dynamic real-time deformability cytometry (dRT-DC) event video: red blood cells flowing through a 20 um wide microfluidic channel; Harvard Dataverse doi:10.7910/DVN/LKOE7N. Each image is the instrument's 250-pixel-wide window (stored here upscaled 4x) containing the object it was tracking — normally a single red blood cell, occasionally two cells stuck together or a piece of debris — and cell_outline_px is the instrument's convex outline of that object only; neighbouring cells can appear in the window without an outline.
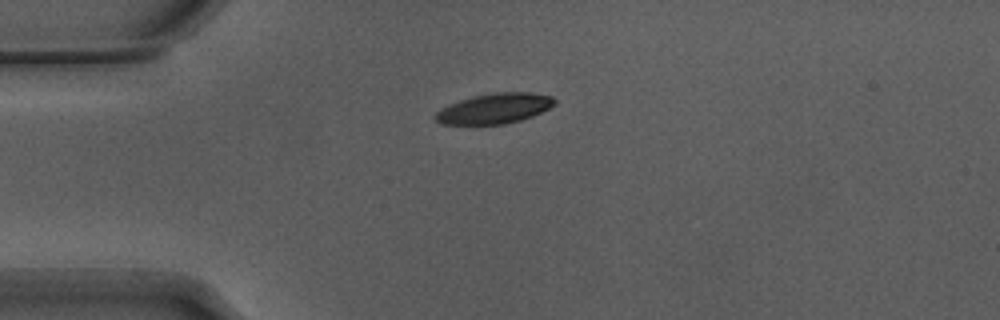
{"species": "Egyptian fruit bat (a non-hibernating species)", "species_latin": "Rousettus aegyptiacus", "temperature_condition": "warm", "stored_images_in_passage": 36, "camera_frame_rate_fps": 3000, "um_per_image_px": 0.085, "animal": {"sex": "male"}, "frame": {"image": 1, "passage_image": 1, "time_ms": 0.0, "image_size_px": [1000, 320], "cell_outline_px": [[556, 104], [532, 116], [520, 120], [504, 124], [440, 124], [432, 116], [440, 108], [460, 100], [472, 96], [496, 92], [532, 92], [552, 96], [556, 100]], "centroid_in_image_um": [42.02, 9.21], "position_along_channel_um": 43.0, "area_um2": 21.04}}
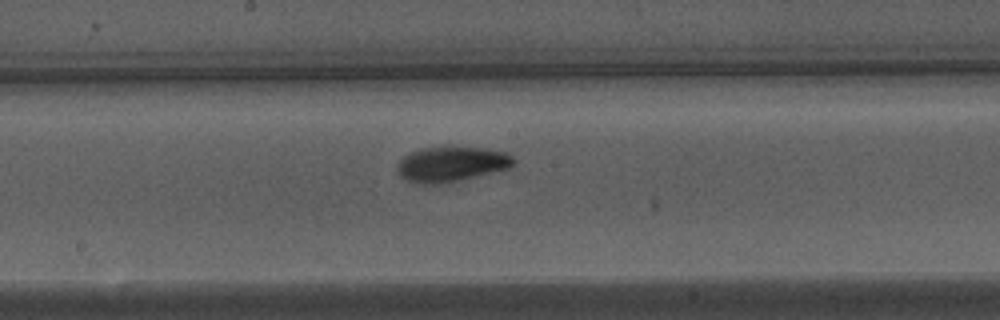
{"frame": {"image": 2, "passage_image": 16, "time_ms": 5.0, "image_size_px": [1000, 320], "cell_outline_px": [[516, 164], [508, 168], [460, 180], [436, 184], [424, 184], [408, 180], [400, 176], [396, 172], [396, 164], [408, 152], [416, 148], [444, 144], [452, 144], [508, 152], [516, 160]], "centroid_in_image_um": [38.33, 13.88], "position_along_channel_um": 209.9, "area_um2": 24.68}}
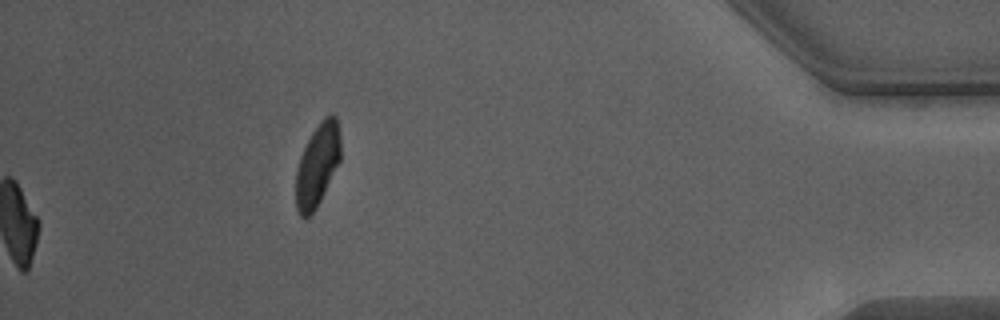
{"frame": {"image": 3, "passage_image": 36, "time_ms": 11.667, "image_size_px": [1000, 320], "cell_outline_px": [[340, 160], [316, 208], [308, 216], [300, 216], [296, 208], [296, 168], [300, 156], [312, 132], [320, 120], [324, 116], [332, 112], [336, 116], [340, 136]], "centroid_in_image_um": [26.98, 13.97], "position_along_channel_um": 408.2, "area_um2": 21.39}, "authors_computed_cell_mechanics": {"area_um2": 22.542, "velocity_mm_per_s": 3.8177, "shape_relaxation_time_tau1_ms": 2.6155, "shape_relaxation_time_tau2_ms": 1.3509, "deformation_change_tau1": 0.1464, "deformation_change_tau2": 0.0632}}